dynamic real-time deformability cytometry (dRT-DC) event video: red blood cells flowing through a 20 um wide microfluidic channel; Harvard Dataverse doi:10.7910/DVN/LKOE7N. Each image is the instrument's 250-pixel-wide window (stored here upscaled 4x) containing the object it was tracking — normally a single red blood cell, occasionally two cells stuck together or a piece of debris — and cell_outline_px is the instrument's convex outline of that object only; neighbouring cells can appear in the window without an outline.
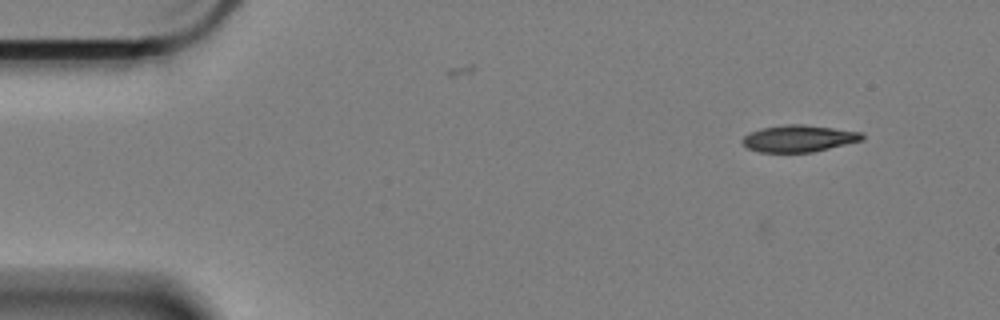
{"species": "Egyptian fruit bat (a non-hibernating species)", "species_latin": "Rousettus aegyptiacus", "temperature_condition": "cold", "stored_images_in_passage": 2, "camera_frame_rate_fps": 3000, "um_per_image_px": 0.085, "animal": {"sex": "female"}, "frame": {"image": 1, "passage_image": 2, "time_ms": 0.333, "image_size_px": [1000, 320], "cell_outline_px": [[864, 140], [812, 152], [760, 152], [748, 148], [740, 140], [744, 136], [760, 128], [784, 124], [804, 124], [864, 132]], "centroid_in_image_um": [67.93, 11.76], "position_along_channel_um": 17.1, "area_um2": 18.79}}